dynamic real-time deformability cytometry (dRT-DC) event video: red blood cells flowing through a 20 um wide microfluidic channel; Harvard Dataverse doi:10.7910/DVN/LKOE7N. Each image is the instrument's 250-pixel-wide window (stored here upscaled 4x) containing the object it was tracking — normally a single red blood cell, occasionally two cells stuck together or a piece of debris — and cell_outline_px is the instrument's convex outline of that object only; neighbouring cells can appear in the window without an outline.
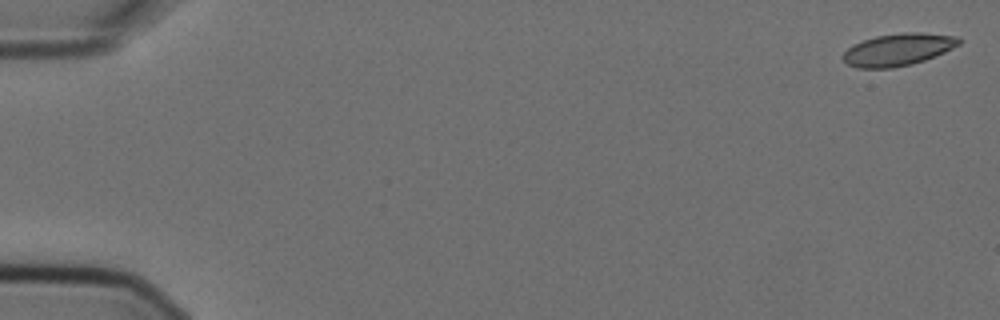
{"species": "Egyptian fruit bat (a non-hibernating species)", "species_latin": "Rousettus aegyptiacus", "temperature_condition": "cold", "stored_images_in_passage": 3, "camera_frame_rate_fps": 3000, "um_per_image_px": 0.085, "animal": {"sex": "female"}, "frame": {"image": 1, "passage_image": 1, "time_ms": 0.0, "image_size_px": [1000, 320], "cell_outline_px": [[960, 44], [944, 52], [924, 60], [912, 64], [892, 68], [856, 68], [848, 64], [840, 56], [848, 48], [864, 40], [876, 36], [904, 32], [924, 32], [960, 36]], "centroid_in_image_um": [76.35, 4.21], "position_along_channel_um": 8.6, "area_um2": 21.79}}